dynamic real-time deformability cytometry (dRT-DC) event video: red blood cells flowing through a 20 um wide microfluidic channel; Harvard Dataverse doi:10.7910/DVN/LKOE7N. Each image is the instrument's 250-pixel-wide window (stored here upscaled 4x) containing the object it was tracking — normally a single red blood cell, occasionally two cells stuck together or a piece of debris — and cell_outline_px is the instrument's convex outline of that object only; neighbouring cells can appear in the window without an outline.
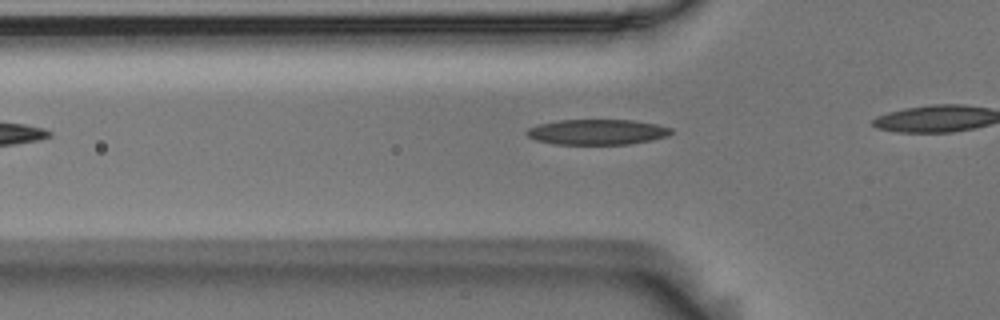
{"species": "Egyptian fruit bat (a non-hibernating species)", "species_latin": "Rousettus aegyptiacus", "temperature_condition": "room temperature", "stored_images_in_passage": 8, "camera_frame_rate_fps": 3000, "um_per_image_px": 0.085, "animal": {"sex": "male"}, "frame": {"image": 1, "passage_image": 3, "time_ms": 0.667, "image_size_px": [1000, 320], "cell_outline_px": [[672, 132], [668, 136], [652, 140], [628, 144], [556, 144], [536, 140], [528, 136], [524, 132], [528, 128], [536, 124], [560, 120], [636, 120], [656, 124], [672, 128]], "centroid_in_image_um": [50.75, 11.21], "position_along_channel_um": 75.0, "area_um2": 21.44}}
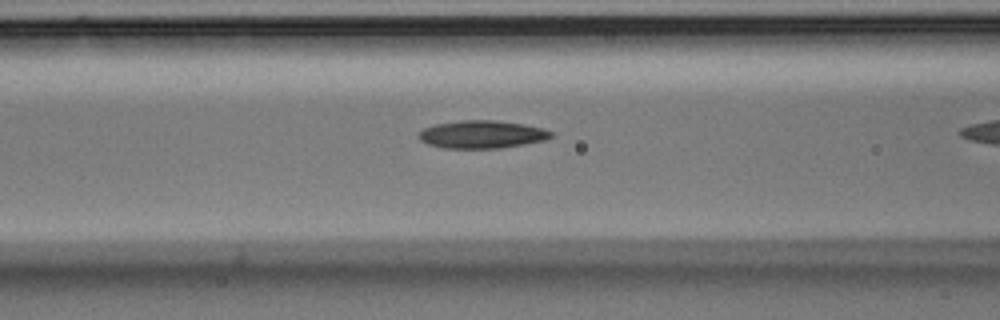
{"frame": {"image": 2, "passage_image": 7, "time_ms": 2.0, "image_size_px": [1000, 320], "cell_outline_px": [[552, 136], [544, 140], [524, 144], [500, 148], [444, 148], [428, 144], [420, 140], [420, 132], [424, 128], [436, 124], [460, 120], [496, 120], [524, 124], [544, 128], [552, 132]], "centroid_in_image_um": [40.98, 11.42], "position_along_channel_um": 125.6, "area_um2": 21.33}}